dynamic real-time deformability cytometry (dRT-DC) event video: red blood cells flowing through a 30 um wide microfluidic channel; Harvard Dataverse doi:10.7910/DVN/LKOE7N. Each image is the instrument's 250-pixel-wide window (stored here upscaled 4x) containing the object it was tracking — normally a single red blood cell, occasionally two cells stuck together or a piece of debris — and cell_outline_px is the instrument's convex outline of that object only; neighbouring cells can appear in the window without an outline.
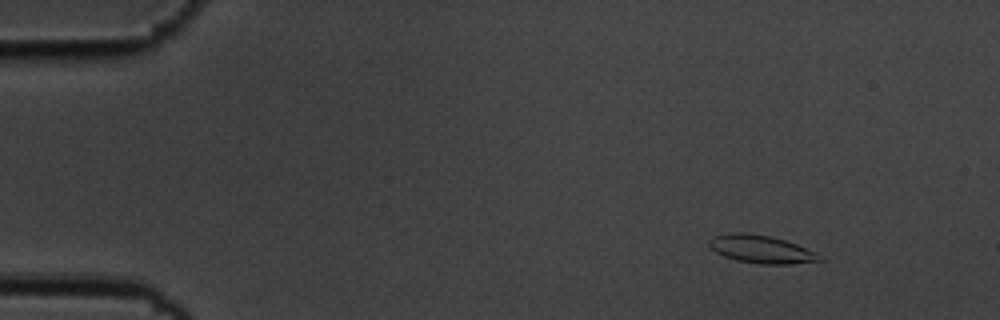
{"species": "common noctule bat (a hibernating species)", "species_latin": "Nyctalus noctula", "temperature_condition": "cold", "stored_images_in_passage": 5, "camera_frame_rate_fps": 3000, "um_per_image_px": 0.085, "animal": {"sex": "male", "body_mass_g": 19.5, "forearm_length_mm": 54.6}, "frame": {"image": 1, "passage_image": 1, "time_ms": 0.0, "image_size_px": [1000, 320], "cell_outline_px": [[824, 260], [792, 264], [760, 264], [736, 260], [724, 256], [716, 252], [708, 244], [708, 240], [712, 236], [736, 232], [744, 232], [772, 236], [796, 244], [816, 252]], "centroid_in_image_um": [64.69, 21.18], "position_along_channel_um": 20.3, "area_um2": 17.98}}